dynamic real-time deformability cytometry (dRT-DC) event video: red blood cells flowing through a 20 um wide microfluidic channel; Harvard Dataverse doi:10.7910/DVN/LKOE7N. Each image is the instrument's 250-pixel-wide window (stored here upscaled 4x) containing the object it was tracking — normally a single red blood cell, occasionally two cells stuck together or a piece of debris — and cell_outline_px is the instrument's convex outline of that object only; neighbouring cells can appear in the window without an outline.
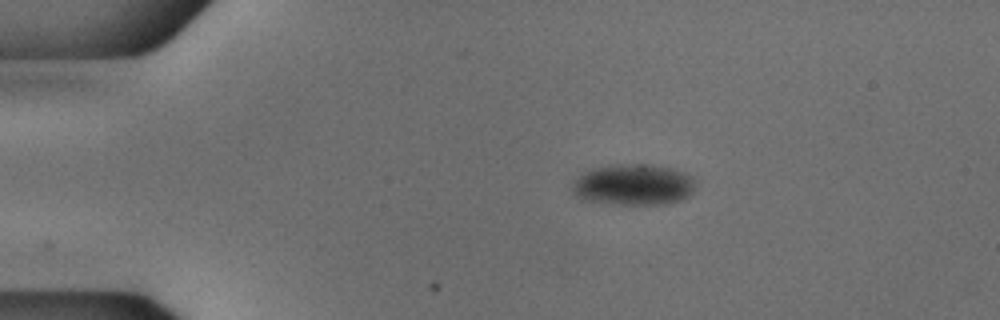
{"species": "common noctule bat (a hibernating species)", "species_latin": "Nyctalus noctula", "temperature_condition": "cold", "stored_images_in_passage": 44, "camera_frame_rate_fps": 3000, "um_per_image_px": 0.085, "animal": {"sex": "male", "body_mass_g": 18.8}, "frame": {"image": 1, "passage_image": 1, "time_ms": 0.0, "image_size_px": [1000, 320], "cell_outline_px": [[696, 188], [684, 200], [668, 204], [616, 204], [584, 200], [576, 196], [572, 192], [572, 184], [584, 172], [592, 168], [608, 164], [648, 164], [672, 168], [684, 172], [692, 176], [696, 180]], "centroid_in_image_um": [53.89, 15.69], "position_along_channel_um": 31.1, "area_um2": 30.0}}
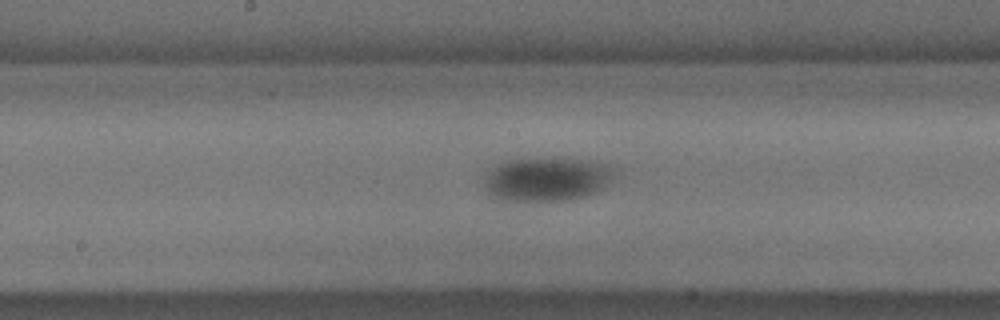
{"frame": {"image": 2, "passage_image": 19, "time_ms": 6.0, "image_size_px": [1000, 320], "cell_outline_px": [[612, 176], [596, 192], [572, 200], [504, 200], [496, 196], [488, 188], [484, 180], [484, 176], [488, 168], [504, 160], [552, 156], [588, 160], [604, 164], [612, 168]], "centroid_in_image_um": [46.43, 15.17], "position_along_channel_um": 201.8, "area_um2": 33.23}}
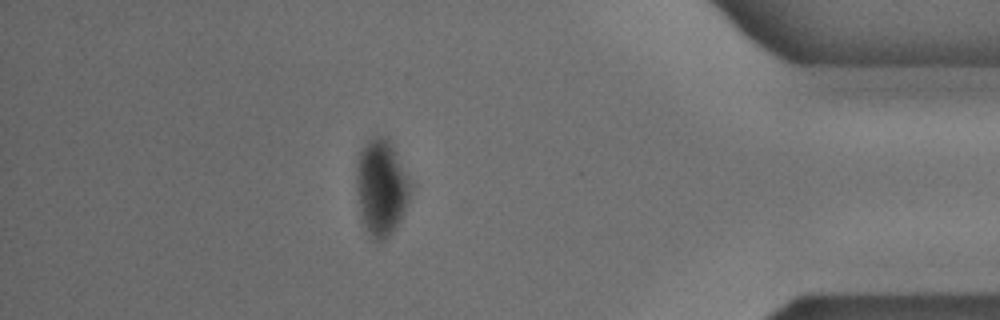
{"frame": {"image": 3, "passage_image": 38, "time_ms": 12.333, "image_size_px": [1000, 320], "cell_outline_px": [[412, 192], [408, 204], [396, 228], [384, 240], [372, 240], [364, 228], [360, 216], [356, 192], [356, 164], [360, 152], [364, 144], [368, 140], [376, 136], [388, 136], [412, 180]], "centroid_in_image_um": [32.43, 15.93], "position_along_channel_um": 402.8, "area_um2": 31.27}}